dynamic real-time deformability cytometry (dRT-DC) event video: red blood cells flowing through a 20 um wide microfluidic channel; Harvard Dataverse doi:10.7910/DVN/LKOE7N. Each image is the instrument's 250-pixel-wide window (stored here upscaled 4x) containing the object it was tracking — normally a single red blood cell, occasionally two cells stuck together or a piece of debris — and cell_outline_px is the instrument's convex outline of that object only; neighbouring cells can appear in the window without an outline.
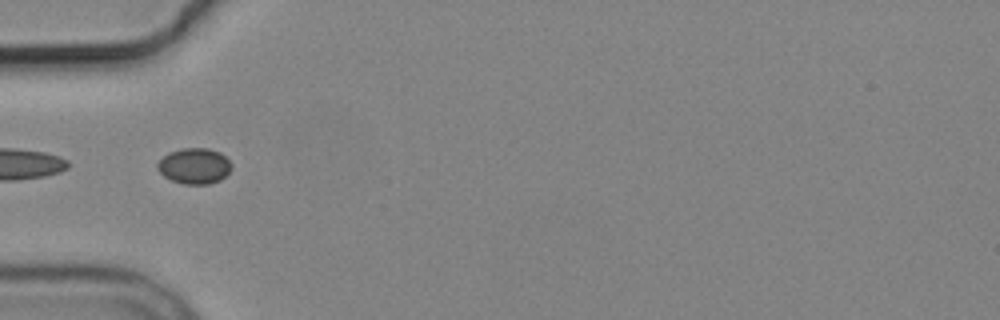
{"species": "common noctule bat (a hibernating species)", "species_latin": "Nyctalus noctula", "temperature_condition": "cold", "stored_images_in_passage": 7, "segment_of_instrument_passage": [2, 2], "camera_frame_rate_fps": 3000, "um_per_image_px": 0.085, "animal": {"sex": "male", "body_mass_g": 19.2, "forearm_length_mm": 51.8}, "frame": {"image": 1, "passage_image": 6, "time_ms": 6.0, "image_size_px": [1000, 320], "cell_outline_px": [[232, 168], [220, 180], [208, 184], [184, 184], [172, 180], [164, 176], [156, 168], [156, 164], [168, 152], [180, 148], [208, 148], [220, 152], [232, 164]], "centroid_in_image_um": [16.51, 14.1], "position_along_channel_um": 68.5, "area_um2": 15.43}}
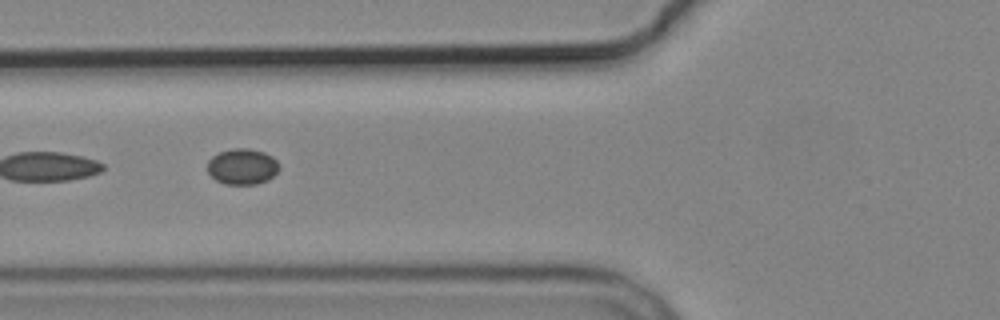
{"frame": {"image": 2, "passage_image": 7, "time_ms": 7.0, "image_size_px": [1000, 320], "cell_outline_px": [[280, 168], [268, 180], [256, 184], [224, 184], [216, 180], [208, 172], [208, 160], [212, 156], [220, 152], [232, 148], [248, 148], [264, 152], [272, 156], [280, 164]], "centroid_in_image_um": [20.61, 14.15], "position_along_channel_um": 105.2, "area_um2": 15.03}}